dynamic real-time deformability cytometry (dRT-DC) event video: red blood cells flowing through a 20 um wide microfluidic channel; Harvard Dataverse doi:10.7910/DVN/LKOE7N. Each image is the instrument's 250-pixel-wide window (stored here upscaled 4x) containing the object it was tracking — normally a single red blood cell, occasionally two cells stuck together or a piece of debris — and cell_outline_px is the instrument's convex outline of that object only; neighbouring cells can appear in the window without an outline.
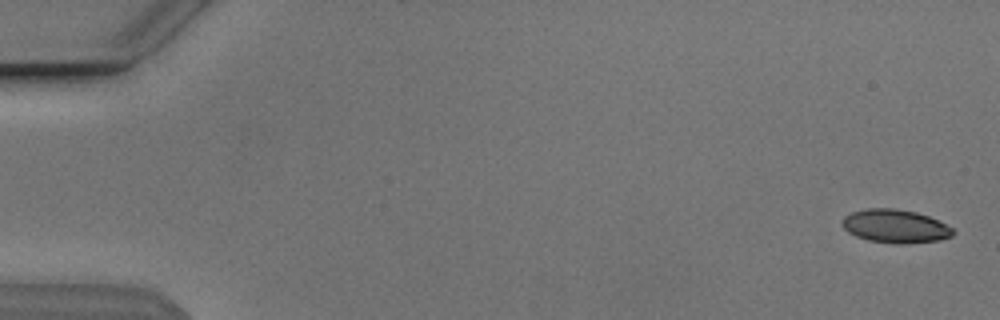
{"species": "Egyptian fruit bat (a non-hibernating species)", "species_latin": "Rousettus aegyptiacus", "temperature_condition": "cold", "stored_images_in_passage": 53, "camera_frame_rate_fps": 3000, "um_per_image_px": 0.085, "animal": {"sex": "male"}, "frame": {"image": 1, "passage_image": 1, "time_ms": 0.0, "image_size_px": [1000, 320], "cell_outline_px": [[956, 232], [952, 236], [940, 240], [908, 244], [892, 244], [868, 240], [856, 236], [848, 232], [840, 224], [840, 220], [844, 216], [852, 212], [868, 208], [896, 208], [916, 212], [928, 216], [952, 228]], "centroid_in_image_um": [76.07, 19.23], "position_along_channel_um": 8.9, "area_um2": 21.79}}
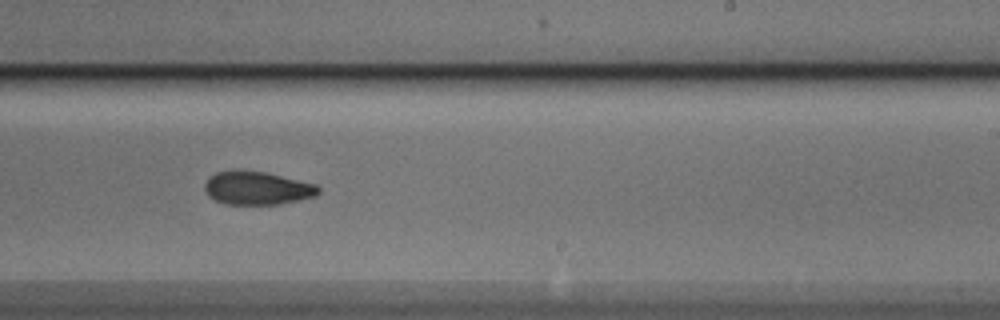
{"frame": {"image": 2, "passage_image": 33, "time_ms": 10.667, "image_size_px": [1000, 320], "cell_outline_px": [[320, 192], [316, 196], [280, 204], [224, 204], [208, 196], [204, 188], [204, 184], [216, 172], [232, 168], [236, 168], [268, 172], [316, 184], [320, 188]], "centroid_in_image_um": [21.85, 15.96], "position_along_channel_um": 267.1, "area_um2": 22.48}}
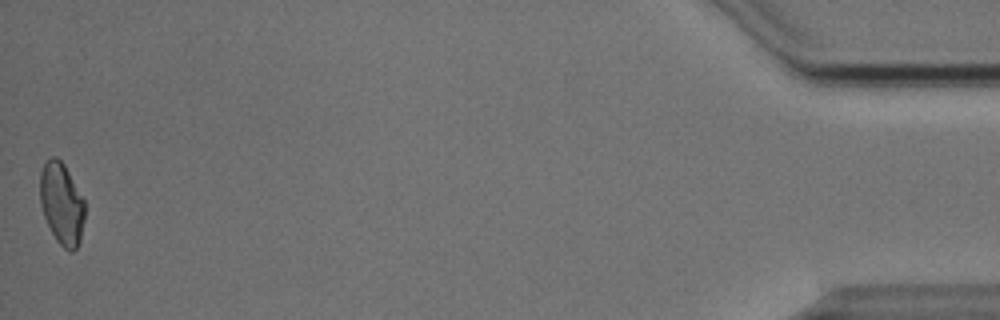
{"frame": {"image": 3, "passage_image": 53, "time_ms": 17.333, "image_size_px": [1000, 320], "cell_outline_px": [[84, 220], [80, 240], [76, 248], [72, 252], [68, 252], [56, 240], [44, 216], [40, 204], [40, 172], [44, 164], [52, 156], [56, 156], [64, 164], [84, 200]], "centroid_in_image_um": [5.24, 17.32], "position_along_channel_um": 430.0, "area_um2": 21.21}, "authors_computed_cell_mechanics": {"area_um2": 22.1374, "velocity_mm_per_s": 3.8443, "shape_relaxation_time_tau1_ms": 5.3415, "shape_relaxation_time_tau2_ms": 2.9743, "deformation_change_tau1": 0.1377, "deformation_change_tau2": 0.0854}}